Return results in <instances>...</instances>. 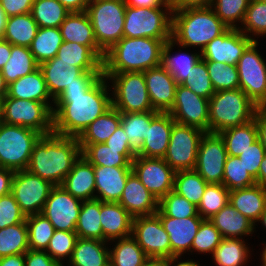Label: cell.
<instances>
[{"label": "cell", "mask_w": 266, "mask_h": 266, "mask_svg": "<svg viewBox=\"0 0 266 266\" xmlns=\"http://www.w3.org/2000/svg\"><path fill=\"white\" fill-rule=\"evenodd\" d=\"M105 76L95 83L67 86L54 101L53 132L63 136L79 137L99 116L112 107Z\"/></svg>", "instance_id": "1"}, {"label": "cell", "mask_w": 266, "mask_h": 266, "mask_svg": "<svg viewBox=\"0 0 266 266\" xmlns=\"http://www.w3.org/2000/svg\"><path fill=\"white\" fill-rule=\"evenodd\" d=\"M81 155L77 137L52 132L42 135L34 144L26 170L55 186H61Z\"/></svg>", "instance_id": "2"}, {"label": "cell", "mask_w": 266, "mask_h": 266, "mask_svg": "<svg viewBox=\"0 0 266 266\" xmlns=\"http://www.w3.org/2000/svg\"><path fill=\"white\" fill-rule=\"evenodd\" d=\"M169 39L121 38L104 54L103 73L144 72L161 65L162 48Z\"/></svg>", "instance_id": "3"}, {"label": "cell", "mask_w": 266, "mask_h": 266, "mask_svg": "<svg viewBox=\"0 0 266 266\" xmlns=\"http://www.w3.org/2000/svg\"><path fill=\"white\" fill-rule=\"evenodd\" d=\"M228 28L211 6L173 9L172 12V39L185 48L201 46L202 51Z\"/></svg>", "instance_id": "4"}, {"label": "cell", "mask_w": 266, "mask_h": 266, "mask_svg": "<svg viewBox=\"0 0 266 266\" xmlns=\"http://www.w3.org/2000/svg\"><path fill=\"white\" fill-rule=\"evenodd\" d=\"M258 108L240 88L217 91L209 99V132L220 133L247 124Z\"/></svg>", "instance_id": "5"}, {"label": "cell", "mask_w": 266, "mask_h": 266, "mask_svg": "<svg viewBox=\"0 0 266 266\" xmlns=\"http://www.w3.org/2000/svg\"><path fill=\"white\" fill-rule=\"evenodd\" d=\"M125 10L121 0H94L87 6L97 45L104 53L123 38Z\"/></svg>", "instance_id": "6"}, {"label": "cell", "mask_w": 266, "mask_h": 266, "mask_svg": "<svg viewBox=\"0 0 266 266\" xmlns=\"http://www.w3.org/2000/svg\"><path fill=\"white\" fill-rule=\"evenodd\" d=\"M42 135L35 130L3 123L0 128V167L26 170L34 144Z\"/></svg>", "instance_id": "7"}, {"label": "cell", "mask_w": 266, "mask_h": 266, "mask_svg": "<svg viewBox=\"0 0 266 266\" xmlns=\"http://www.w3.org/2000/svg\"><path fill=\"white\" fill-rule=\"evenodd\" d=\"M114 80L112 106L122 113L156 111L147 91L144 72L103 73Z\"/></svg>", "instance_id": "8"}, {"label": "cell", "mask_w": 266, "mask_h": 266, "mask_svg": "<svg viewBox=\"0 0 266 266\" xmlns=\"http://www.w3.org/2000/svg\"><path fill=\"white\" fill-rule=\"evenodd\" d=\"M1 104L3 123L26 127L41 135L53 132V111L45 103L6 95Z\"/></svg>", "instance_id": "9"}, {"label": "cell", "mask_w": 266, "mask_h": 266, "mask_svg": "<svg viewBox=\"0 0 266 266\" xmlns=\"http://www.w3.org/2000/svg\"><path fill=\"white\" fill-rule=\"evenodd\" d=\"M162 8L126 6L123 37L127 38H172V16Z\"/></svg>", "instance_id": "10"}, {"label": "cell", "mask_w": 266, "mask_h": 266, "mask_svg": "<svg viewBox=\"0 0 266 266\" xmlns=\"http://www.w3.org/2000/svg\"><path fill=\"white\" fill-rule=\"evenodd\" d=\"M204 131L199 128L175 122L169 145L163 159L175 171L194 170L199 143Z\"/></svg>", "instance_id": "11"}, {"label": "cell", "mask_w": 266, "mask_h": 266, "mask_svg": "<svg viewBox=\"0 0 266 266\" xmlns=\"http://www.w3.org/2000/svg\"><path fill=\"white\" fill-rule=\"evenodd\" d=\"M257 40L243 52L237 63L239 88L259 107L266 106V63L258 54Z\"/></svg>", "instance_id": "12"}, {"label": "cell", "mask_w": 266, "mask_h": 266, "mask_svg": "<svg viewBox=\"0 0 266 266\" xmlns=\"http://www.w3.org/2000/svg\"><path fill=\"white\" fill-rule=\"evenodd\" d=\"M54 187L51 182L22 170L13 175L11 193L25 216H30L42 212Z\"/></svg>", "instance_id": "13"}, {"label": "cell", "mask_w": 266, "mask_h": 266, "mask_svg": "<svg viewBox=\"0 0 266 266\" xmlns=\"http://www.w3.org/2000/svg\"><path fill=\"white\" fill-rule=\"evenodd\" d=\"M52 101L54 102L67 86L79 83H95L103 71H84L77 66L61 61L56 56L39 65Z\"/></svg>", "instance_id": "14"}, {"label": "cell", "mask_w": 266, "mask_h": 266, "mask_svg": "<svg viewBox=\"0 0 266 266\" xmlns=\"http://www.w3.org/2000/svg\"><path fill=\"white\" fill-rule=\"evenodd\" d=\"M226 146L219 133L205 132L198 148L194 170L207 182L223 184Z\"/></svg>", "instance_id": "15"}, {"label": "cell", "mask_w": 266, "mask_h": 266, "mask_svg": "<svg viewBox=\"0 0 266 266\" xmlns=\"http://www.w3.org/2000/svg\"><path fill=\"white\" fill-rule=\"evenodd\" d=\"M209 100L177 84L175 101L168 113L174 121L209 132Z\"/></svg>", "instance_id": "16"}, {"label": "cell", "mask_w": 266, "mask_h": 266, "mask_svg": "<svg viewBox=\"0 0 266 266\" xmlns=\"http://www.w3.org/2000/svg\"><path fill=\"white\" fill-rule=\"evenodd\" d=\"M132 236L149 258L171 257L169 235L156 214L134 217Z\"/></svg>", "instance_id": "17"}, {"label": "cell", "mask_w": 266, "mask_h": 266, "mask_svg": "<svg viewBox=\"0 0 266 266\" xmlns=\"http://www.w3.org/2000/svg\"><path fill=\"white\" fill-rule=\"evenodd\" d=\"M131 166L140 182L158 201L173 190L176 172L163 158L136 156Z\"/></svg>", "instance_id": "18"}, {"label": "cell", "mask_w": 266, "mask_h": 266, "mask_svg": "<svg viewBox=\"0 0 266 266\" xmlns=\"http://www.w3.org/2000/svg\"><path fill=\"white\" fill-rule=\"evenodd\" d=\"M81 206L82 200L73 197L62 186H55L41 214L50 221L55 230L75 231Z\"/></svg>", "instance_id": "19"}, {"label": "cell", "mask_w": 266, "mask_h": 266, "mask_svg": "<svg viewBox=\"0 0 266 266\" xmlns=\"http://www.w3.org/2000/svg\"><path fill=\"white\" fill-rule=\"evenodd\" d=\"M255 41L254 38L246 36L238 28H228L222 35L214 38L201 51L204 61L221 62L235 65L246 48Z\"/></svg>", "instance_id": "20"}, {"label": "cell", "mask_w": 266, "mask_h": 266, "mask_svg": "<svg viewBox=\"0 0 266 266\" xmlns=\"http://www.w3.org/2000/svg\"><path fill=\"white\" fill-rule=\"evenodd\" d=\"M169 235L171 244V257L181 256L186 250L191 251V245L201 222V216L187 218H172L165 216L159 209L155 213Z\"/></svg>", "instance_id": "21"}, {"label": "cell", "mask_w": 266, "mask_h": 266, "mask_svg": "<svg viewBox=\"0 0 266 266\" xmlns=\"http://www.w3.org/2000/svg\"><path fill=\"white\" fill-rule=\"evenodd\" d=\"M144 76L153 109L168 112L174 104L177 87L173 76L162 65L144 71Z\"/></svg>", "instance_id": "22"}, {"label": "cell", "mask_w": 266, "mask_h": 266, "mask_svg": "<svg viewBox=\"0 0 266 266\" xmlns=\"http://www.w3.org/2000/svg\"><path fill=\"white\" fill-rule=\"evenodd\" d=\"M118 203L133 217H138L154 215L158 211L159 201L132 171L127 178Z\"/></svg>", "instance_id": "23"}, {"label": "cell", "mask_w": 266, "mask_h": 266, "mask_svg": "<svg viewBox=\"0 0 266 266\" xmlns=\"http://www.w3.org/2000/svg\"><path fill=\"white\" fill-rule=\"evenodd\" d=\"M173 117L168 112H159L147 126L146 140L137 156L163 158L167 152L173 124Z\"/></svg>", "instance_id": "24"}, {"label": "cell", "mask_w": 266, "mask_h": 266, "mask_svg": "<svg viewBox=\"0 0 266 266\" xmlns=\"http://www.w3.org/2000/svg\"><path fill=\"white\" fill-rule=\"evenodd\" d=\"M133 216L118 202H102L100 223L103 241L131 236Z\"/></svg>", "instance_id": "25"}, {"label": "cell", "mask_w": 266, "mask_h": 266, "mask_svg": "<svg viewBox=\"0 0 266 266\" xmlns=\"http://www.w3.org/2000/svg\"><path fill=\"white\" fill-rule=\"evenodd\" d=\"M59 29L63 41L89 46L103 60L105 53L97 45L94 29L86 11L71 12Z\"/></svg>", "instance_id": "26"}, {"label": "cell", "mask_w": 266, "mask_h": 266, "mask_svg": "<svg viewBox=\"0 0 266 266\" xmlns=\"http://www.w3.org/2000/svg\"><path fill=\"white\" fill-rule=\"evenodd\" d=\"M95 173V190L100 196L95 199L102 202H119L127 178L132 168L93 166Z\"/></svg>", "instance_id": "27"}, {"label": "cell", "mask_w": 266, "mask_h": 266, "mask_svg": "<svg viewBox=\"0 0 266 266\" xmlns=\"http://www.w3.org/2000/svg\"><path fill=\"white\" fill-rule=\"evenodd\" d=\"M61 186L82 201L95 199V173L93 165L82 155L74 163Z\"/></svg>", "instance_id": "28"}, {"label": "cell", "mask_w": 266, "mask_h": 266, "mask_svg": "<svg viewBox=\"0 0 266 266\" xmlns=\"http://www.w3.org/2000/svg\"><path fill=\"white\" fill-rule=\"evenodd\" d=\"M228 202L255 224L266 209V188L255 184L230 190Z\"/></svg>", "instance_id": "29"}, {"label": "cell", "mask_w": 266, "mask_h": 266, "mask_svg": "<svg viewBox=\"0 0 266 266\" xmlns=\"http://www.w3.org/2000/svg\"><path fill=\"white\" fill-rule=\"evenodd\" d=\"M7 96L12 98L43 102L52 111L54 109L48 104L47 100L51 96L48 92L46 82L40 68L10 83L8 85Z\"/></svg>", "instance_id": "30"}, {"label": "cell", "mask_w": 266, "mask_h": 266, "mask_svg": "<svg viewBox=\"0 0 266 266\" xmlns=\"http://www.w3.org/2000/svg\"><path fill=\"white\" fill-rule=\"evenodd\" d=\"M223 238H239L253 232L254 223L236 210L229 202L209 219ZM238 236V237H237Z\"/></svg>", "instance_id": "31"}, {"label": "cell", "mask_w": 266, "mask_h": 266, "mask_svg": "<svg viewBox=\"0 0 266 266\" xmlns=\"http://www.w3.org/2000/svg\"><path fill=\"white\" fill-rule=\"evenodd\" d=\"M98 239L78 238L70 259L73 266H110L109 251Z\"/></svg>", "instance_id": "32"}, {"label": "cell", "mask_w": 266, "mask_h": 266, "mask_svg": "<svg viewBox=\"0 0 266 266\" xmlns=\"http://www.w3.org/2000/svg\"><path fill=\"white\" fill-rule=\"evenodd\" d=\"M56 57L84 71H103V60L89 46L76 42L63 41Z\"/></svg>", "instance_id": "33"}, {"label": "cell", "mask_w": 266, "mask_h": 266, "mask_svg": "<svg viewBox=\"0 0 266 266\" xmlns=\"http://www.w3.org/2000/svg\"><path fill=\"white\" fill-rule=\"evenodd\" d=\"M120 125V112L112 106L78 137L79 144L105 143Z\"/></svg>", "instance_id": "34"}, {"label": "cell", "mask_w": 266, "mask_h": 266, "mask_svg": "<svg viewBox=\"0 0 266 266\" xmlns=\"http://www.w3.org/2000/svg\"><path fill=\"white\" fill-rule=\"evenodd\" d=\"M38 28V24L31 13L11 16L7 18L6 29L2 39L12 45L29 48Z\"/></svg>", "instance_id": "35"}, {"label": "cell", "mask_w": 266, "mask_h": 266, "mask_svg": "<svg viewBox=\"0 0 266 266\" xmlns=\"http://www.w3.org/2000/svg\"><path fill=\"white\" fill-rule=\"evenodd\" d=\"M38 68L39 64L28 47L11 44L10 57L1 72L6 83L9 85Z\"/></svg>", "instance_id": "36"}, {"label": "cell", "mask_w": 266, "mask_h": 266, "mask_svg": "<svg viewBox=\"0 0 266 266\" xmlns=\"http://www.w3.org/2000/svg\"><path fill=\"white\" fill-rule=\"evenodd\" d=\"M159 111L122 113L120 112L121 125L129 140L130 148L137 153L146 140L147 126Z\"/></svg>", "instance_id": "37"}, {"label": "cell", "mask_w": 266, "mask_h": 266, "mask_svg": "<svg viewBox=\"0 0 266 266\" xmlns=\"http://www.w3.org/2000/svg\"><path fill=\"white\" fill-rule=\"evenodd\" d=\"M175 41L170 38L162 48L161 65L173 76L177 84H182L188 77L190 70L202 58L200 54L181 53L170 56Z\"/></svg>", "instance_id": "38"}, {"label": "cell", "mask_w": 266, "mask_h": 266, "mask_svg": "<svg viewBox=\"0 0 266 266\" xmlns=\"http://www.w3.org/2000/svg\"><path fill=\"white\" fill-rule=\"evenodd\" d=\"M101 200L82 201L76 223L78 238L98 239L103 241V230L100 223Z\"/></svg>", "instance_id": "39"}, {"label": "cell", "mask_w": 266, "mask_h": 266, "mask_svg": "<svg viewBox=\"0 0 266 266\" xmlns=\"http://www.w3.org/2000/svg\"><path fill=\"white\" fill-rule=\"evenodd\" d=\"M63 43V38L59 27L38 28L36 36L29 47L35 60L40 65L53 59Z\"/></svg>", "instance_id": "40"}, {"label": "cell", "mask_w": 266, "mask_h": 266, "mask_svg": "<svg viewBox=\"0 0 266 266\" xmlns=\"http://www.w3.org/2000/svg\"><path fill=\"white\" fill-rule=\"evenodd\" d=\"M227 155L238 157L257 140V130L254 120L247 124L231 127L221 131Z\"/></svg>", "instance_id": "41"}, {"label": "cell", "mask_w": 266, "mask_h": 266, "mask_svg": "<svg viewBox=\"0 0 266 266\" xmlns=\"http://www.w3.org/2000/svg\"><path fill=\"white\" fill-rule=\"evenodd\" d=\"M79 145L82 156L93 166L132 168L131 163L121 154V149L108 147L104 143Z\"/></svg>", "instance_id": "42"}, {"label": "cell", "mask_w": 266, "mask_h": 266, "mask_svg": "<svg viewBox=\"0 0 266 266\" xmlns=\"http://www.w3.org/2000/svg\"><path fill=\"white\" fill-rule=\"evenodd\" d=\"M118 240L109 251L110 266H142L149 258L132 235Z\"/></svg>", "instance_id": "43"}, {"label": "cell", "mask_w": 266, "mask_h": 266, "mask_svg": "<svg viewBox=\"0 0 266 266\" xmlns=\"http://www.w3.org/2000/svg\"><path fill=\"white\" fill-rule=\"evenodd\" d=\"M30 13L39 28H57L71 12L58 0H34Z\"/></svg>", "instance_id": "44"}, {"label": "cell", "mask_w": 266, "mask_h": 266, "mask_svg": "<svg viewBox=\"0 0 266 266\" xmlns=\"http://www.w3.org/2000/svg\"><path fill=\"white\" fill-rule=\"evenodd\" d=\"M29 250L26 221L0 229V258L25 254Z\"/></svg>", "instance_id": "45"}, {"label": "cell", "mask_w": 266, "mask_h": 266, "mask_svg": "<svg viewBox=\"0 0 266 266\" xmlns=\"http://www.w3.org/2000/svg\"><path fill=\"white\" fill-rule=\"evenodd\" d=\"M207 184L195 170L177 171L173 191L198 206Z\"/></svg>", "instance_id": "46"}, {"label": "cell", "mask_w": 266, "mask_h": 266, "mask_svg": "<svg viewBox=\"0 0 266 266\" xmlns=\"http://www.w3.org/2000/svg\"><path fill=\"white\" fill-rule=\"evenodd\" d=\"M248 253V247L240 238H223L212 255L218 266H242Z\"/></svg>", "instance_id": "47"}, {"label": "cell", "mask_w": 266, "mask_h": 266, "mask_svg": "<svg viewBox=\"0 0 266 266\" xmlns=\"http://www.w3.org/2000/svg\"><path fill=\"white\" fill-rule=\"evenodd\" d=\"M29 249L46 251L54 234V227L41 213L26 216Z\"/></svg>", "instance_id": "48"}, {"label": "cell", "mask_w": 266, "mask_h": 266, "mask_svg": "<svg viewBox=\"0 0 266 266\" xmlns=\"http://www.w3.org/2000/svg\"><path fill=\"white\" fill-rule=\"evenodd\" d=\"M229 201V190L223 184L208 183L197 206L198 214L210 219L217 214ZM205 217H204V216Z\"/></svg>", "instance_id": "49"}, {"label": "cell", "mask_w": 266, "mask_h": 266, "mask_svg": "<svg viewBox=\"0 0 266 266\" xmlns=\"http://www.w3.org/2000/svg\"><path fill=\"white\" fill-rule=\"evenodd\" d=\"M205 62L215 92L239 88L237 66L214 61Z\"/></svg>", "instance_id": "50"}, {"label": "cell", "mask_w": 266, "mask_h": 266, "mask_svg": "<svg viewBox=\"0 0 266 266\" xmlns=\"http://www.w3.org/2000/svg\"><path fill=\"white\" fill-rule=\"evenodd\" d=\"M255 184L256 180L245 170L239 158L228 155L224 166L223 185L230 191Z\"/></svg>", "instance_id": "51"}, {"label": "cell", "mask_w": 266, "mask_h": 266, "mask_svg": "<svg viewBox=\"0 0 266 266\" xmlns=\"http://www.w3.org/2000/svg\"><path fill=\"white\" fill-rule=\"evenodd\" d=\"M158 209L165 216L172 218L200 216L197 212V206L173 190L159 200Z\"/></svg>", "instance_id": "52"}, {"label": "cell", "mask_w": 266, "mask_h": 266, "mask_svg": "<svg viewBox=\"0 0 266 266\" xmlns=\"http://www.w3.org/2000/svg\"><path fill=\"white\" fill-rule=\"evenodd\" d=\"M249 3L250 0H212L210 6L215 7L214 12L226 26L237 28L234 23L244 21Z\"/></svg>", "instance_id": "53"}, {"label": "cell", "mask_w": 266, "mask_h": 266, "mask_svg": "<svg viewBox=\"0 0 266 266\" xmlns=\"http://www.w3.org/2000/svg\"><path fill=\"white\" fill-rule=\"evenodd\" d=\"M182 85L208 100L215 93L207 71L206 62L202 58L190 70L187 79Z\"/></svg>", "instance_id": "54"}, {"label": "cell", "mask_w": 266, "mask_h": 266, "mask_svg": "<svg viewBox=\"0 0 266 266\" xmlns=\"http://www.w3.org/2000/svg\"><path fill=\"white\" fill-rule=\"evenodd\" d=\"M77 239L78 236L75 231L55 230L46 251L55 261L62 265V257L68 256L70 261Z\"/></svg>", "instance_id": "55"}, {"label": "cell", "mask_w": 266, "mask_h": 266, "mask_svg": "<svg viewBox=\"0 0 266 266\" xmlns=\"http://www.w3.org/2000/svg\"><path fill=\"white\" fill-rule=\"evenodd\" d=\"M223 237L219 230L212 224L209 219H204L195 235L191 249L198 252H211L221 243Z\"/></svg>", "instance_id": "56"}, {"label": "cell", "mask_w": 266, "mask_h": 266, "mask_svg": "<svg viewBox=\"0 0 266 266\" xmlns=\"http://www.w3.org/2000/svg\"><path fill=\"white\" fill-rule=\"evenodd\" d=\"M245 25L243 29H239L243 33L252 32L254 34H266V3L259 0H250L246 10V15L243 21Z\"/></svg>", "instance_id": "57"}, {"label": "cell", "mask_w": 266, "mask_h": 266, "mask_svg": "<svg viewBox=\"0 0 266 266\" xmlns=\"http://www.w3.org/2000/svg\"><path fill=\"white\" fill-rule=\"evenodd\" d=\"M26 221L12 193L0 197V229Z\"/></svg>", "instance_id": "58"}, {"label": "cell", "mask_w": 266, "mask_h": 266, "mask_svg": "<svg viewBox=\"0 0 266 266\" xmlns=\"http://www.w3.org/2000/svg\"><path fill=\"white\" fill-rule=\"evenodd\" d=\"M266 154L264 147L257 139L244 153L238 156L242 162L245 170L256 180L258 177V171Z\"/></svg>", "instance_id": "59"}, {"label": "cell", "mask_w": 266, "mask_h": 266, "mask_svg": "<svg viewBox=\"0 0 266 266\" xmlns=\"http://www.w3.org/2000/svg\"><path fill=\"white\" fill-rule=\"evenodd\" d=\"M108 147L114 149H121V154L131 163L137 154L130 148L129 140L126 136L122 125L110 136L104 143Z\"/></svg>", "instance_id": "60"}, {"label": "cell", "mask_w": 266, "mask_h": 266, "mask_svg": "<svg viewBox=\"0 0 266 266\" xmlns=\"http://www.w3.org/2000/svg\"><path fill=\"white\" fill-rule=\"evenodd\" d=\"M34 0H0L7 17L31 12Z\"/></svg>", "instance_id": "61"}, {"label": "cell", "mask_w": 266, "mask_h": 266, "mask_svg": "<svg viewBox=\"0 0 266 266\" xmlns=\"http://www.w3.org/2000/svg\"><path fill=\"white\" fill-rule=\"evenodd\" d=\"M25 266H61L46 251L31 250L25 253Z\"/></svg>", "instance_id": "62"}, {"label": "cell", "mask_w": 266, "mask_h": 266, "mask_svg": "<svg viewBox=\"0 0 266 266\" xmlns=\"http://www.w3.org/2000/svg\"><path fill=\"white\" fill-rule=\"evenodd\" d=\"M254 122L257 130V139L260 141L266 151V108L259 107L254 116Z\"/></svg>", "instance_id": "63"}, {"label": "cell", "mask_w": 266, "mask_h": 266, "mask_svg": "<svg viewBox=\"0 0 266 266\" xmlns=\"http://www.w3.org/2000/svg\"><path fill=\"white\" fill-rule=\"evenodd\" d=\"M126 6L130 7H145V8H158L165 7V10H169V13L172 14L173 8L169 0H126Z\"/></svg>", "instance_id": "64"}, {"label": "cell", "mask_w": 266, "mask_h": 266, "mask_svg": "<svg viewBox=\"0 0 266 266\" xmlns=\"http://www.w3.org/2000/svg\"><path fill=\"white\" fill-rule=\"evenodd\" d=\"M14 171L0 167V197L11 193Z\"/></svg>", "instance_id": "65"}, {"label": "cell", "mask_w": 266, "mask_h": 266, "mask_svg": "<svg viewBox=\"0 0 266 266\" xmlns=\"http://www.w3.org/2000/svg\"><path fill=\"white\" fill-rule=\"evenodd\" d=\"M173 9H184L188 7H208L212 0H169Z\"/></svg>", "instance_id": "66"}, {"label": "cell", "mask_w": 266, "mask_h": 266, "mask_svg": "<svg viewBox=\"0 0 266 266\" xmlns=\"http://www.w3.org/2000/svg\"><path fill=\"white\" fill-rule=\"evenodd\" d=\"M70 12H84L87 10L89 2L87 0H58Z\"/></svg>", "instance_id": "67"}, {"label": "cell", "mask_w": 266, "mask_h": 266, "mask_svg": "<svg viewBox=\"0 0 266 266\" xmlns=\"http://www.w3.org/2000/svg\"><path fill=\"white\" fill-rule=\"evenodd\" d=\"M0 266H25V254H15L1 257Z\"/></svg>", "instance_id": "68"}, {"label": "cell", "mask_w": 266, "mask_h": 266, "mask_svg": "<svg viewBox=\"0 0 266 266\" xmlns=\"http://www.w3.org/2000/svg\"><path fill=\"white\" fill-rule=\"evenodd\" d=\"M11 53V43L3 39L0 40V71L8 62Z\"/></svg>", "instance_id": "69"}, {"label": "cell", "mask_w": 266, "mask_h": 266, "mask_svg": "<svg viewBox=\"0 0 266 266\" xmlns=\"http://www.w3.org/2000/svg\"><path fill=\"white\" fill-rule=\"evenodd\" d=\"M256 184L261 185L262 187L266 188V154L261 162L258 177L256 179Z\"/></svg>", "instance_id": "70"}, {"label": "cell", "mask_w": 266, "mask_h": 266, "mask_svg": "<svg viewBox=\"0 0 266 266\" xmlns=\"http://www.w3.org/2000/svg\"><path fill=\"white\" fill-rule=\"evenodd\" d=\"M180 256H172L170 258L165 259V266H171ZM174 266H200L199 264L193 261H186V262H179L177 265Z\"/></svg>", "instance_id": "71"}, {"label": "cell", "mask_w": 266, "mask_h": 266, "mask_svg": "<svg viewBox=\"0 0 266 266\" xmlns=\"http://www.w3.org/2000/svg\"><path fill=\"white\" fill-rule=\"evenodd\" d=\"M7 18L8 17L0 4V36L1 37L4 35L5 29H6Z\"/></svg>", "instance_id": "72"}, {"label": "cell", "mask_w": 266, "mask_h": 266, "mask_svg": "<svg viewBox=\"0 0 266 266\" xmlns=\"http://www.w3.org/2000/svg\"><path fill=\"white\" fill-rule=\"evenodd\" d=\"M7 91H8V84L6 83L4 76L0 71V102L7 95Z\"/></svg>", "instance_id": "73"}, {"label": "cell", "mask_w": 266, "mask_h": 266, "mask_svg": "<svg viewBox=\"0 0 266 266\" xmlns=\"http://www.w3.org/2000/svg\"><path fill=\"white\" fill-rule=\"evenodd\" d=\"M142 266H165V259L148 258Z\"/></svg>", "instance_id": "74"}, {"label": "cell", "mask_w": 266, "mask_h": 266, "mask_svg": "<svg viewBox=\"0 0 266 266\" xmlns=\"http://www.w3.org/2000/svg\"><path fill=\"white\" fill-rule=\"evenodd\" d=\"M258 221H261L262 224L265 225V227H266V209H265L264 213L260 216Z\"/></svg>", "instance_id": "75"}, {"label": "cell", "mask_w": 266, "mask_h": 266, "mask_svg": "<svg viewBox=\"0 0 266 266\" xmlns=\"http://www.w3.org/2000/svg\"><path fill=\"white\" fill-rule=\"evenodd\" d=\"M262 260H263V265L262 266H266V246H265V249L263 251V254H262Z\"/></svg>", "instance_id": "76"}, {"label": "cell", "mask_w": 266, "mask_h": 266, "mask_svg": "<svg viewBox=\"0 0 266 266\" xmlns=\"http://www.w3.org/2000/svg\"><path fill=\"white\" fill-rule=\"evenodd\" d=\"M2 124H3V114H2V104L0 102V128Z\"/></svg>", "instance_id": "77"}]
</instances>
